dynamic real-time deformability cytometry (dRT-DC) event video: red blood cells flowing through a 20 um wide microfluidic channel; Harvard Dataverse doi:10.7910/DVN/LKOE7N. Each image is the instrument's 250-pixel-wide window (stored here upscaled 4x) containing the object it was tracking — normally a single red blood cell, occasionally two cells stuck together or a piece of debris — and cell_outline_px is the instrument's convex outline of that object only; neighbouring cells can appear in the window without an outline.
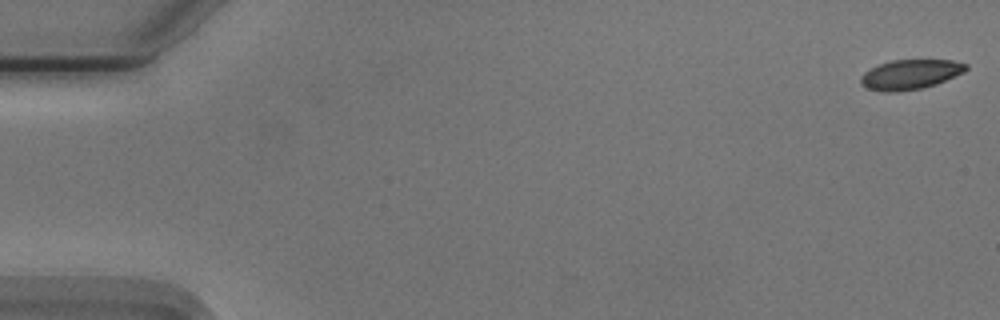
{"species": "Egyptian fruit bat (a non-hibernating species)", "species_latin": "Rousettus aegyptiacus", "temperature_condition": "cold", "stored_images_in_passage": 55, "camera_frame_rate_fps": 3000, "um_per_image_px": 0.085, "animal": {"sex": "male"}, "frame": {"image": 1, "passage_image": 1, "time_ms": 0.0, "image_size_px": [1000, 320], "cell_outline_px": [[968, 68], [964, 72], [936, 84], [920, 88], [896, 92], [884, 92], [868, 88], [860, 84], [860, 76], [864, 72], [880, 64], [892, 60], [952, 60], [968, 64]], "centroid_in_image_um": [77.37, 6.32], "position_along_channel_um": 7.6, "area_um2": 18.15}}
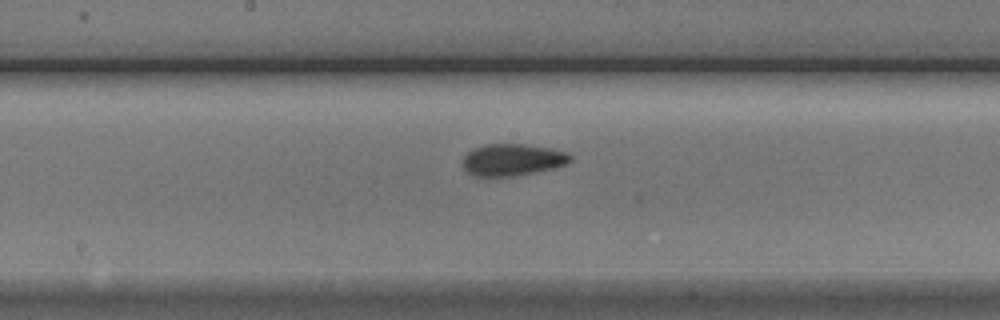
{"frame": {"image": 2, "passage_image": 29, "time_ms": 9.333, "image_size_px": [1000, 320], "cell_outline_px": [[572, 160], [564, 164], [552, 168], [536, 172], [512, 176], [472, 176], [464, 168], [464, 156], [468, 152], [484, 144], [524, 144], [552, 148], [568, 152], [572, 156]], "centroid_in_image_um": [43.58, 13.57], "position_along_channel_um": 204.6, "area_um2": 19.88}}
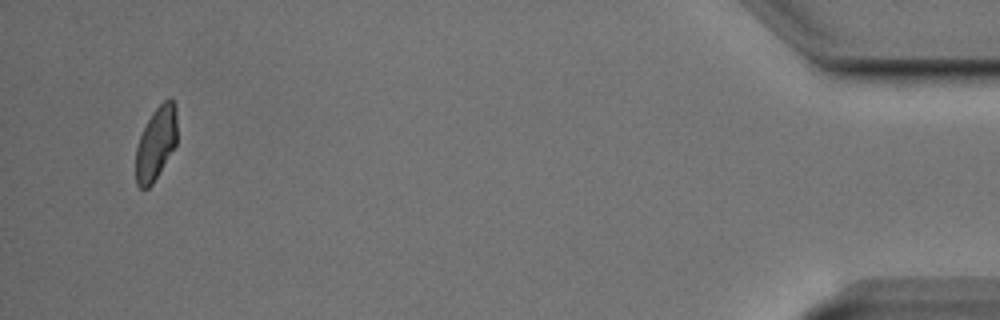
{"frame": {"image": 3, "passage_image": 53, "time_ms": 17.333, "image_size_px": [1000, 320], "cell_outline_px": [[176, 144], [152, 184], [148, 188], [140, 188], [136, 184], [136, 148], [140, 136], [152, 112], [164, 100], [172, 96], [176, 104]], "centroid_in_image_um": [13.26, 12.15], "position_along_channel_um": 421.9, "area_um2": 17.46}, "authors_computed_cell_mechanics": {"area_um2": 19.3052, "velocity_mm_per_s": 3.7301, "shape_relaxation_time_tau1_ms": 2.2617, "shape_relaxation_time_tau2_ms": 2.6633, "deformation_change_tau1": 0.1208, "deformation_change_tau2": 0.0791}}